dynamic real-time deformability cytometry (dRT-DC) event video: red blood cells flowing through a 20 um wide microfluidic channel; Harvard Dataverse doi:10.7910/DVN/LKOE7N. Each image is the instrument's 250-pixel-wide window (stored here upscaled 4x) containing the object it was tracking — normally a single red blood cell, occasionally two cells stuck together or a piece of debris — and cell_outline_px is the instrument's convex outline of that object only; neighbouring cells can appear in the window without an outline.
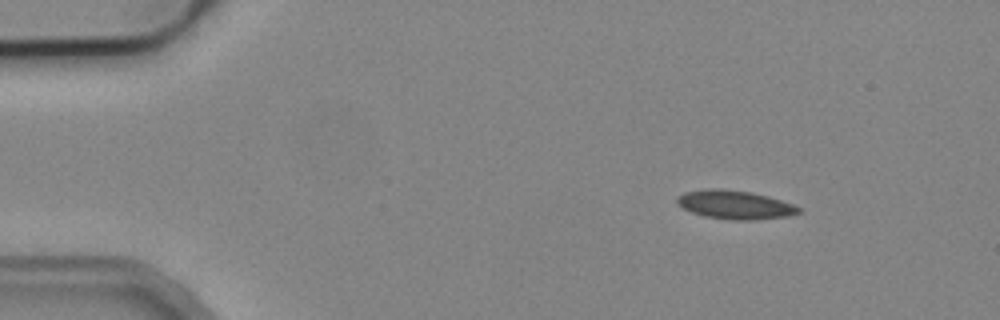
{"species": "common noctule bat (a hibernating species)", "species_latin": "Nyctalus noctula", "temperature_condition": "cold", "stored_images_in_passage": 5, "camera_frame_rate_fps": 3000, "um_per_image_px": 0.085, "animal": {"sex": "male", "body_mass_g": 19.2, "forearm_length_mm": 51.8}, "frame": {"image": 1, "passage_image": 1, "time_ms": 0.0, "image_size_px": [1000, 320], "cell_outline_px": [[800, 212], [788, 216], [752, 220], [728, 220], [704, 216], [692, 212], [676, 204], [676, 196], [684, 192], [708, 188], [720, 188], [752, 192], [768, 196], [792, 204], [800, 208]], "centroid_in_image_um": [62.42, 17.39], "position_along_channel_um": 22.6, "area_um2": 20.4}}
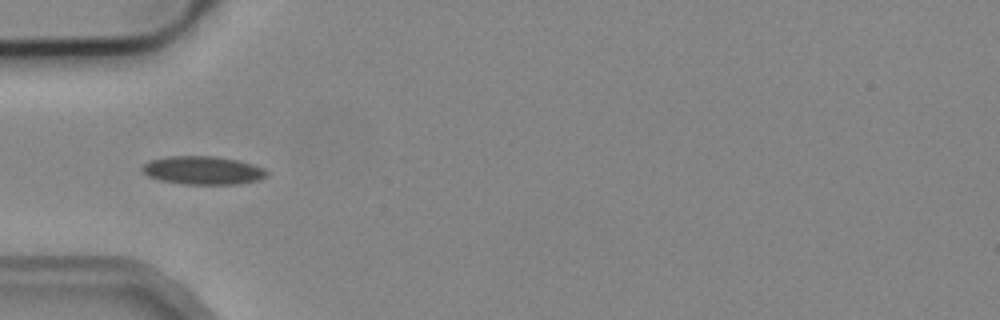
{"frame": {"image": 2, "passage_image": 4, "time_ms": 3.333, "image_size_px": [1000, 320], "cell_outline_px": [[268, 176], [260, 180], [236, 184], [184, 184], [160, 180], [148, 176], [140, 168], [148, 160], [168, 156], [216, 156], [236, 160], [252, 164], [264, 168], [268, 172]], "centroid_in_image_um": [17.25, 14.48], "position_along_channel_um": 67.8, "area_um2": 20.63}}